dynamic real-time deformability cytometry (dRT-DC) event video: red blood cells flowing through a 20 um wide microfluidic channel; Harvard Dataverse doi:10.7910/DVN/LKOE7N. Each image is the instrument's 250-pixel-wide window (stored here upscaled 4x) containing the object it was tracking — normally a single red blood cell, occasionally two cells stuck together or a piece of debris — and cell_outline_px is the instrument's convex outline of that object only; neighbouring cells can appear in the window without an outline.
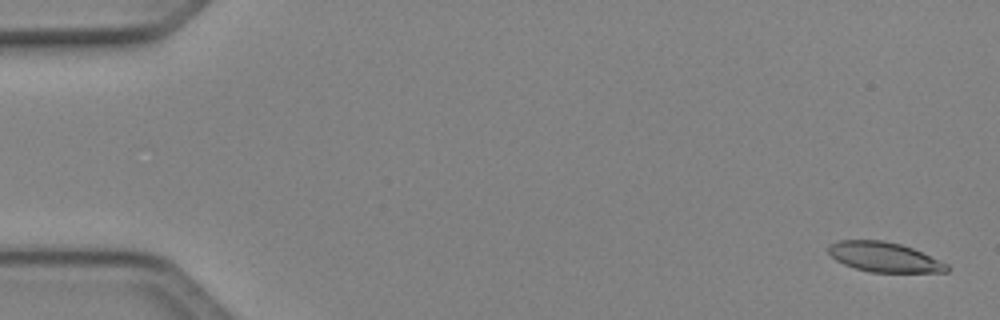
{"species": "Egyptian fruit bat (a non-hibernating species)", "species_latin": "Rousettus aegyptiacus", "temperature_condition": "cold", "stored_images_in_passage": 50, "camera_frame_rate_fps": 3000, "um_per_image_px": 0.085, "animal": {"sex": "female"}, "frame": {"image": 1, "passage_image": 2, "time_ms": 0.333, "image_size_px": [1000, 320], "cell_outline_px": [[948, 272], [872, 272], [856, 268], [844, 264], [836, 260], [828, 252], [828, 244], [840, 240], [884, 240], [900, 244], [912, 248], [948, 264]], "centroid_in_image_um": [75.14, 21.84], "position_along_channel_um": 9.9, "area_um2": 20.4}}
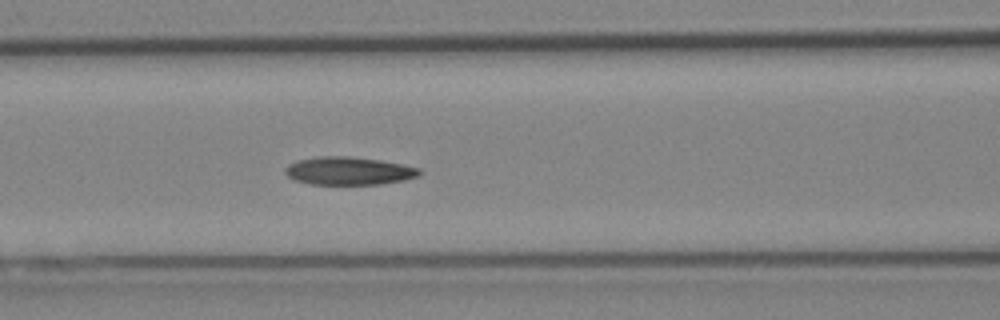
{"frame": {"image": 2, "passage_image": 22, "time_ms": 7.0, "image_size_px": [1000, 320], "cell_outline_px": [[420, 176], [404, 180], [380, 184], [308, 184], [292, 180], [284, 172], [284, 168], [288, 164], [296, 160], [316, 156], [348, 156], [380, 160], [420, 168]], "centroid_in_image_um": [29.58, 14.52], "position_along_channel_um": 137.0, "area_um2": 22.08}}
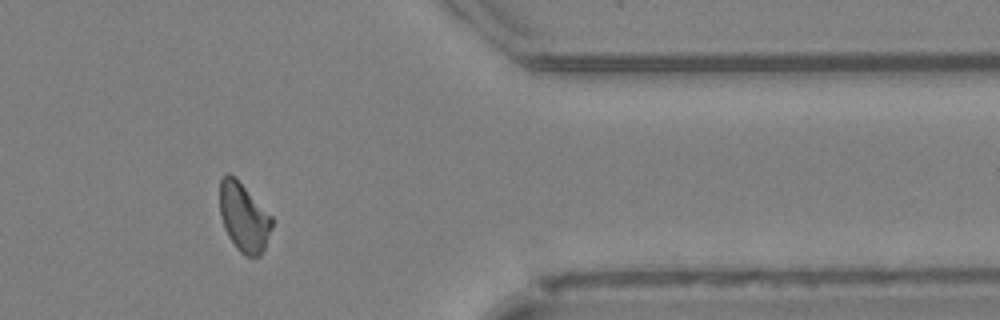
{"frame": {"image": 3, "passage_image": 42, "time_ms": 13.667, "image_size_px": [1000, 320], "cell_outline_px": [[272, 228], [264, 248], [260, 256], [244, 256], [236, 248], [228, 236], [224, 228], [220, 216], [220, 180], [228, 172], [272, 216]], "centroid_in_image_um": [20.71, 18.52], "position_along_channel_um": 390.7, "area_um2": 20.46}, "authors_computed_cell_mechanics": {"area_um2": 21.2993, "velocity_mm_per_s": 4.0807, "shape_relaxation_time_tau1_ms": 5.5709, "shape_relaxation_time_tau2_ms": 4.674, "deformation_change_tau1": 0.1581, "deformation_change_tau2": 0.1069}}